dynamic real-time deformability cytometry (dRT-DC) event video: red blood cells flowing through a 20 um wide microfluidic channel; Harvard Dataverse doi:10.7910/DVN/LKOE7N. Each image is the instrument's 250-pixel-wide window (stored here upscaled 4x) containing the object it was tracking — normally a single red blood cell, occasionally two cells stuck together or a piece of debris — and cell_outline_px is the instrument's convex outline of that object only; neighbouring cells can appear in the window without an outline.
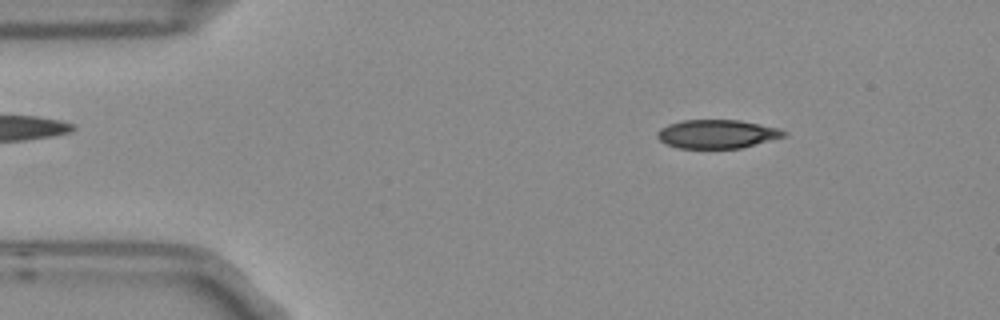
{"species": "Egyptian fruit bat (a non-hibernating species)", "species_latin": "Rousettus aegyptiacus", "temperature_condition": "room temperature", "stored_images_in_passage": 3, "camera_frame_rate_fps": 3000, "um_per_image_px": 0.085, "frame": {"image": 1, "passage_image": 3, "time_ms": 0.667, "image_size_px": [1000, 320], "cell_outline_px": [[788, 136], [740, 148], [680, 148], [668, 144], [660, 140], [656, 136], [656, 132], [660, 128], [668, 124], [684, 120], [740, 120], [780, 128], [788, 132]], "centroid_in_image_um": [60.99, 11.38], "position_along_channel_um": 24.0, "area_um2": 21.21}}